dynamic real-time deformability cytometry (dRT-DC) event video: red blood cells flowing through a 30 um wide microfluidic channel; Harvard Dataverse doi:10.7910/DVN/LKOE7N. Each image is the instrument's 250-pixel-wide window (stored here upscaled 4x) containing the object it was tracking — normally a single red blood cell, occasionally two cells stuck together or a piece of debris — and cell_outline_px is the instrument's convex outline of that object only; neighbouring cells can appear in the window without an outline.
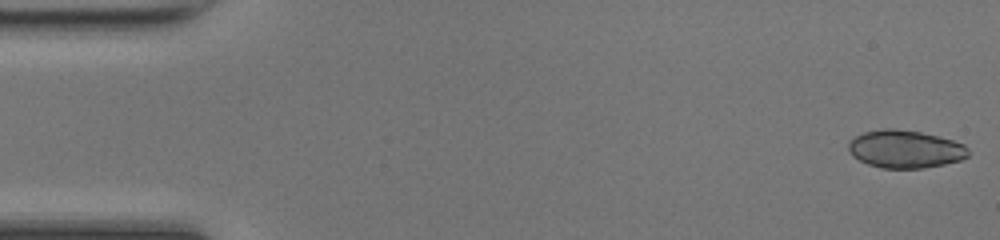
{"species": "common noctule bat (a hibernating species)", "species_latin": "Nyctalus noctula", "temperature_condition": "room temperature", "stored_images_in_passage": 13, "camera_frame_rate_fps": 3000, "um_per_image_px": 0.085, "animal": {"sex": "female", "body_mass_g": 17.0, "forearm_length_mm": 48.0}, "frame": {"image": 1, "passage_image": 1, "time_ms": 0.0, "image_size_px": [1000, 240], "cell_outline_px": [[972, 152], [968, 156], [960, 160], [944, 164], [924, 168], [884, 168], [868, 164], [852, 156], [848, 148], [848, 140], [864, 132], [884, 128], [892, 128], [920, 132], [952, 140], [964, 144]], "centroid_in_image_um": [76.94, 12.67], "position_along_channel_um": 8.1, "area_um2": 26.41}}